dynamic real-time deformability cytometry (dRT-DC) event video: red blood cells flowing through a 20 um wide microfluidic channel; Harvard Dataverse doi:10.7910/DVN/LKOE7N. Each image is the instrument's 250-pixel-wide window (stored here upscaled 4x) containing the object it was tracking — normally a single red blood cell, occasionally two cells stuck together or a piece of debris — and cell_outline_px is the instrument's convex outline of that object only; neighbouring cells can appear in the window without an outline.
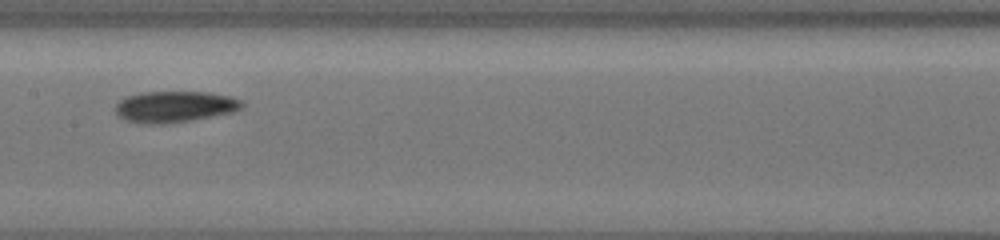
{"species": "common noctule bat (a hibernating species)", "species_latin": "Nyctalus noctula", "temperature_condition": "cold", "stored_images_in_passage": 22, "camera_frame_rate_fps": 3000, "um_per_image_px": 0.085, "animal": {"sex": "female", "body_mass_g": 19.5, "forearm_length_mm": 54.1}, "frame": {"image": 1, "passage_image": 12, "time_ms": 5.667, "image_size_px": [1000, 240], "cell_outline_px": [[244, 108], [236, 112], [192, 120], [164, 124], [148, 124], [128, 120], [120, 116], [116, 112], [116, 104], [124, 96], [140, 92], [208, 92], [228, 96], [244, 100]], "centroid_in_image_um": [14.91, 9.06], "position_along_channel_um": 192.5, "area_um2": 23.24}}
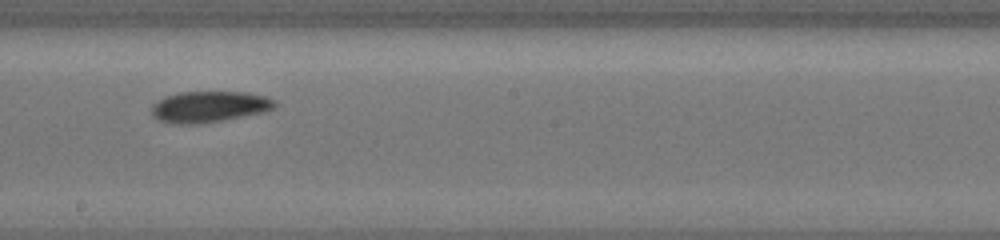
{"frame": {"image": 2, "passage_image": 13, "time_ms": 6.667, "image_size_px": [1000, 240], "cell_outline_px": [[276, 104], [272, 108], [260, 112], [220, 120], [196, 124], [180, 124], [160, 120], [152, 116], [152, 104], [164, 96], [180, 92], [248, 92], [264, 96], [276, 100]], "centroid_in_image_um": [17.73, 9.05], "position_along_channel_um": 230.5, "area_um2": 21.96}}
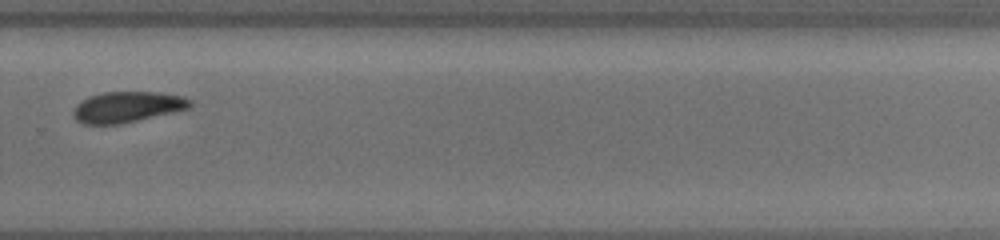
{"frame": {"image": 3, "passage_image": 16, "time_ms": 9.0, "image_size_px": [1000, 240], "cell_outline_px": [[192, 104], [188, 108], [172, 112], [120, 124], [84, 124], [76, 120], [72, 116], [72, 112], [76, 104], [92, 96], [104, 92], [160, 92], [180, 96], [192, 100]], "centroid_in_image_um": [10.79, 9.09], "position_along_channel_um": 319.0, "area_um2": 20.69}, "authors_computed_cell_mechanics": {"area_um2": 21.5016, "velocity_mm_per_s": 3.7958, "shape_relaxation_time_tau1_ms": 4.4483, "shape_relaxation_time_tau2_ms": 4.826, "deformation_change_tau1": 0.0875, "deformation_change_tau2": 0.0789}}